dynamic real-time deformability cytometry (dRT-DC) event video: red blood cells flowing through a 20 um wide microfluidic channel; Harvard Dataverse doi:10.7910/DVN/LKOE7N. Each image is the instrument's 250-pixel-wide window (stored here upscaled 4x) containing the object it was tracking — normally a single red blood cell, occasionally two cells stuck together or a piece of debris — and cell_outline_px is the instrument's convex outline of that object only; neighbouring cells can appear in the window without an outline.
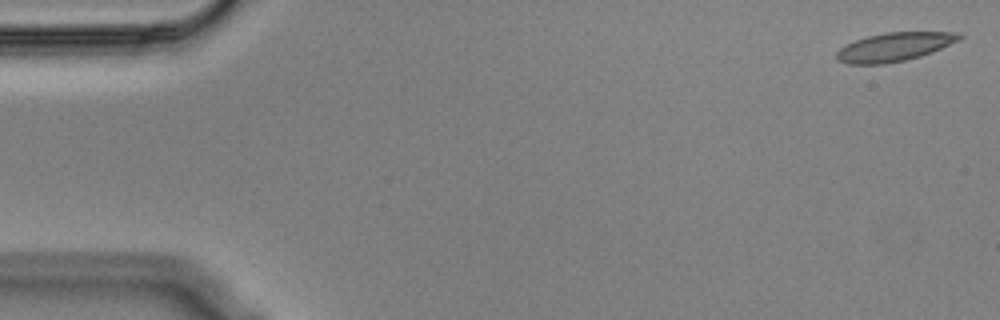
{"species": "Egyptian fruit bat (a non-hibernating species)", "species_latin": "Rousettus aegyptiacus", "temperature_condition": "cold", "stored_images_in_passage": 52, "camera_frame_rate_fps": 3000, "um_per_image_px": 0.085, "animal": {"sex": "male"}, "frame": {"image": 1, "passage_image": 1, "time_ms": 0.0, "image_size_px": [1000, 320], "cell_outline_px": [[964, 36], [960, 40], [932, 52], [920, 56], [904, 60], [884, 64], [848, 64], [836, 60], [836, 52], [840, 48], [856, 40], [868, 36], [888, 32], [960, 32]], "centroid_in_image_um": [76.04, 3.99], "position_along_channel_um": 9.0, "area_um2": 20.4}}
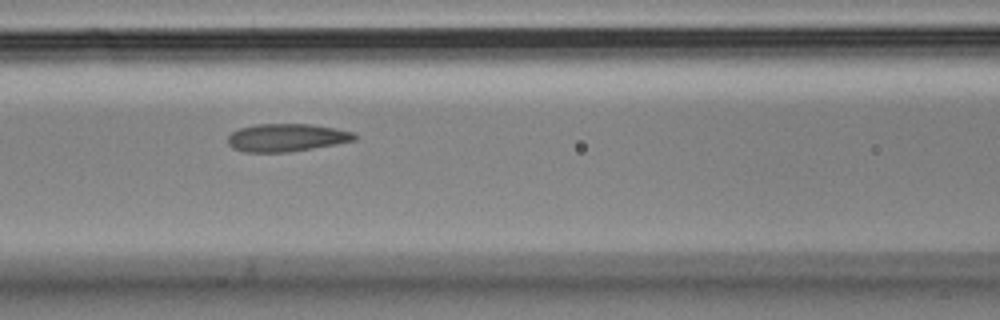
{"frame": {"image": 2, "passage_image": 23, "time_ms": 7.333, "image_size_px": [1000, 320], "cell_outline_px": [[356, 140], [312, 148], [288, 152], [244, 152], [232, 148], [228, 144], [228, 136], [232, 132], [240, 128], [252, 124], [308, 124], [356, 132]], "centroid_in_image_um": [24.32, 11.69], "position_along_channel_um": 142.3, "area_um2": 20.46}}
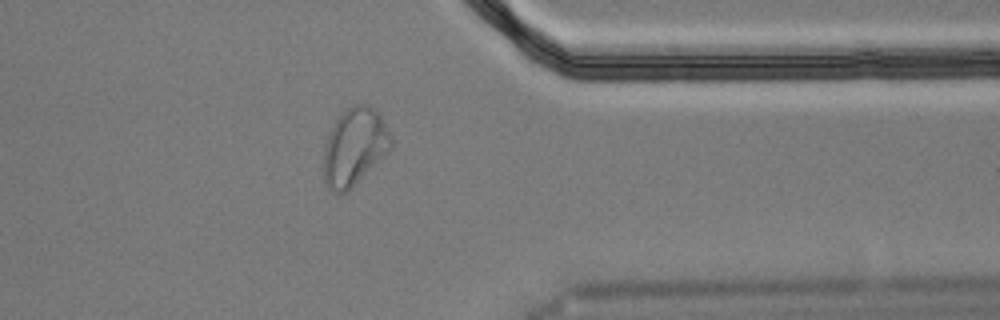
{"frame": {"image": 3, "passage_image": 44, "time_ms": 14.333, "image_size_px": [1000, 320], "cell_outline_px": [[392, 148], [348, 192], [336, 192], [328, 188], [324, 184], [324, 144], [336, 120], [348, 108], [356, 104], [368, 104], [380, 112], [392, 140]], "centroid_in_image_um": [30.14, 12.49], "position_along_channel_um": 381.3, "area_um2": 30.29}, "authors_computed_cell_mechanics": {"area_um2": 21.0392, "velocity_mm_per_s": 3.5562, "shape_relaxation_time_tau1_ms": 10.4017, "shape_relaxation_time_tau2_ms": 1.5124, "deformation_change_tau1": 0.2736, "deformation_change_tau2": 0.0913}}